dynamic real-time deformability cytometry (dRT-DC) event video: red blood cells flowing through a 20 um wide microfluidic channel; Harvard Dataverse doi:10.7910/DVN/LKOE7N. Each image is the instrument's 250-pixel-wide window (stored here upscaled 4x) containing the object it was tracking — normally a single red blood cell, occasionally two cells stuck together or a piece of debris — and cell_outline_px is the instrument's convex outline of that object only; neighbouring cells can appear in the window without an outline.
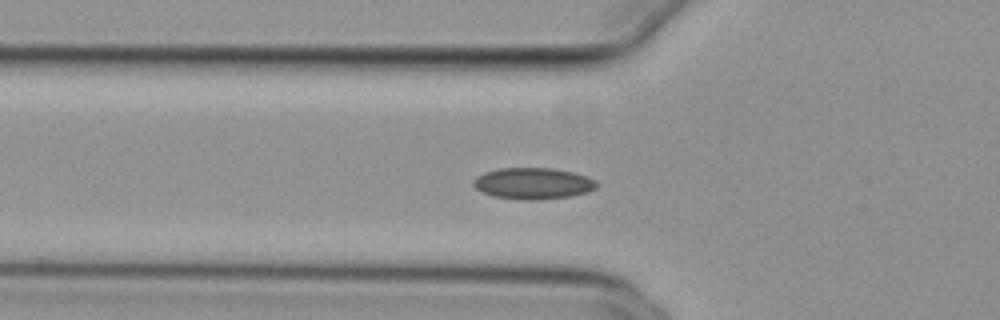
{"species": "common noctule bat (a hibernating species)", "species_latin": "Nyctalus noctula", "temperature_condition": "cold", "stored_images_in_passage": 38, "camera_frame_rate_fps": 3000, "um_per_image_px": 0.085, "animal": {"sex": "female", "body_mass_g": 29.2, "forearm_length_mm": 56.3}, "frame": {"image": 1, "passage_image": 4, "time_ms": 1.0, "image_size_px": [1000, 320], "cell_outline_px": [[600, 184], [596, 188], [588, 192], [568, 196], [536, 200], [524, 200], [492, 196], [480, 192], [472, 184], [472, 180], [476, 176], [484, 172], [500, 168], [552, 168], [572, 172], [588, 176], [596, 180]], "centroid_in_image_um": [45.3, 15.59], "position_along_channel_um": 80.5, "area_um2": 22.77}}
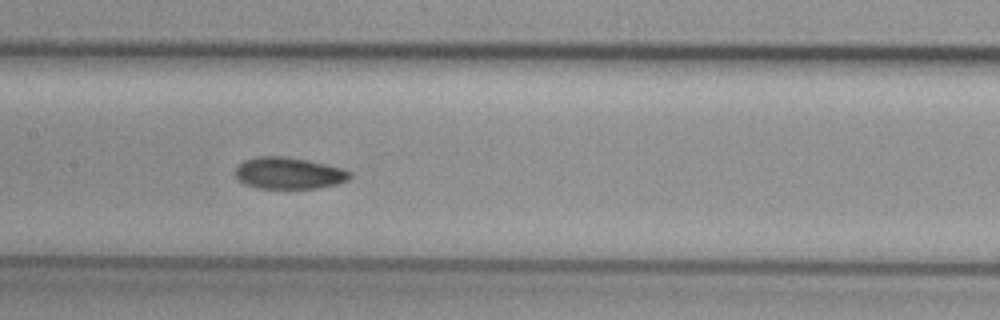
{"frame": {"image": 2, "passage_image": 12, "time_ms": 3.667, "image_size_px": [1000, 320], "cell_outline_px": [[352, 176], [348, 180], [336, 184], [316, 188], [256, 188], [244, 184], [236, 180], [236, 168], [244, 160], [256, 156], [280, 156], [304, 160], [324, 164], [340, 168], [352, 172]], "centroid_in_image_um": [24.51, 14.73], "position_along_channel_um": 182.9, "area_um2": 20.98}}
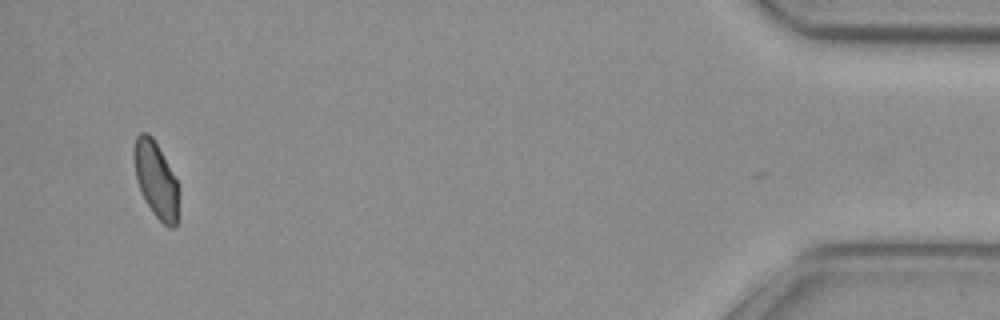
{"frame": {"image": 3, "passage_image": 37, "time_ms": 12.0, "image_size_px": [1000, 320], "cell_outline_px": [[176, 224], [172, 228], [168, 228], [156, 216], [140, 192], [136, 180], [136, 136], [140, 132], [148, 132], [152, 136], [176, 180]], "centroid_in_image_um": [13.24, 15.27], "position_along_channel_um": 422.0, "area_um2": 18.55}, "authors_computed_cell_mechanics": {"area_um2": 20.9525, "velocity_mm_per_s": 3.8238, "shape_relaxation_time_tau1_ms": null, "shape_relaxation_time_tau2_ms": 7.1984, "deformation_change_tau1": null, "deformation_change_tau2": 0.0921}}